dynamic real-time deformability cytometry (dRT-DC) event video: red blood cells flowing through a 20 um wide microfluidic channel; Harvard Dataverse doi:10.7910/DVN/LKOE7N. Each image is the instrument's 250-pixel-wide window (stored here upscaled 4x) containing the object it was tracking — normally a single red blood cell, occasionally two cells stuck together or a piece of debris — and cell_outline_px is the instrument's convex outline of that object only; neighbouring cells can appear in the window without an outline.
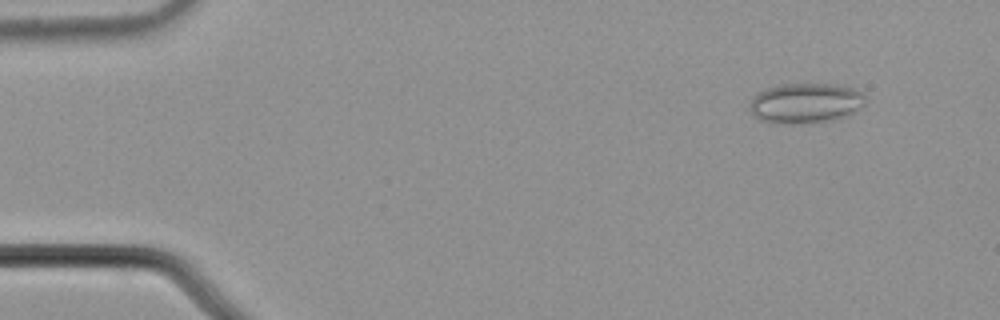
{"species": "common noctule bat (a hibernating species)", "species_latin": "Nyctalus noctula", "temperature_condition": "cold", "stored_images_in_passage": 56, "camera_frame_rate_fps": 3000, "um_per_image_px": 0.085, "animal": {"sex": "male", "body_mass_g": 21.5, "forearm_length_mm": 52.0}, "frame": {"image": 1, "passage_image": 6, "time_ms": 1.667, "image_size_px": [1000, 320], "cell_outline_px": [[868, 100], [864, 104], [848, 116], [832, 120], [792, 124], [784, 124], [760, 120], [752, 112], [752, 96], [756, 92], [768, 88], [784, 84], [832, 84], [852, 88], [868, 96]], "centroid_in_image_um": [68.51, 8.76], "position_along_channel_um": 16.5, "area_um2": 26.93}}
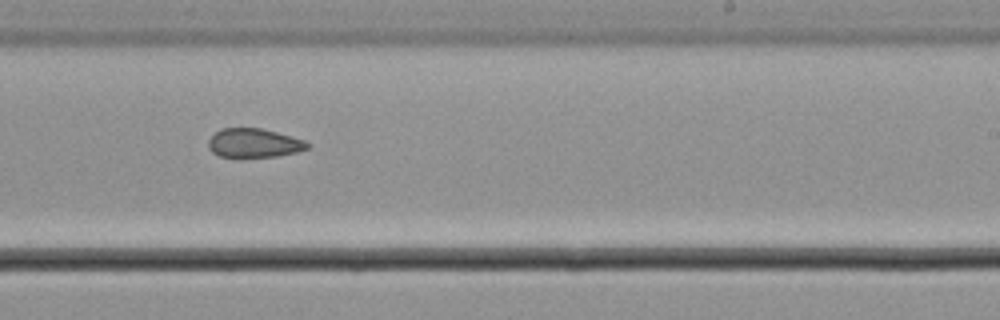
{"frame": {"image": 2, "passage_image": 35, "time_ms": 11.333, "image_size_px": [1000, 320], "cell_outline_px": [[308, 148], [296, 152], [276, 156], [244, 160], [240, 160], [220, 156], [212, 152], [208, 148], [208, 140], [216, 132], [224, 128], [260, 128], [292, 136], [304, 140], [308, 144]], "centroid_in_image_um": [21.54, 12.21], "position_along_channel_um": 267.5, "area_um2": 17.22}}
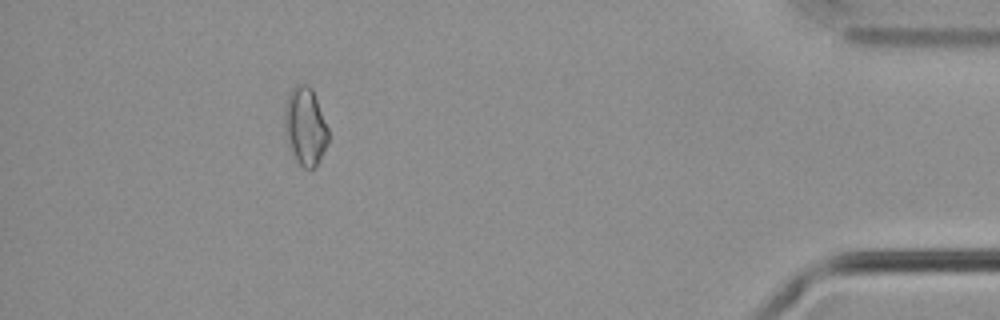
{"frame": {"image": 3, "passage_image": 51, "time_ms": 16.667, "image_size_px": [1000, 320], "cell_outline_px": [[328, 140], [316, 164], [312, 168], [304, 168], [296, 160], [292, 152], [284, 132], [284, 104], [292, 88], [296, 84], [308, 84], [312, 88], [328, 128]], "centroid_in_image_um": [25.91, 10.68], "position_along_channel_um": 409.3, "area_um2": 19.59}, "authors_computed_cell_mechanics": {"area_um2": 19.0451, "velocity_mm_per_s": 3.7027, "shape_relaxation_time_tau1_ms": null, "shape_relaxation_time_tau2_ms": 4.9657, "deformation_change_tau1": null, "deformation_change_tau2": 0.0831}}